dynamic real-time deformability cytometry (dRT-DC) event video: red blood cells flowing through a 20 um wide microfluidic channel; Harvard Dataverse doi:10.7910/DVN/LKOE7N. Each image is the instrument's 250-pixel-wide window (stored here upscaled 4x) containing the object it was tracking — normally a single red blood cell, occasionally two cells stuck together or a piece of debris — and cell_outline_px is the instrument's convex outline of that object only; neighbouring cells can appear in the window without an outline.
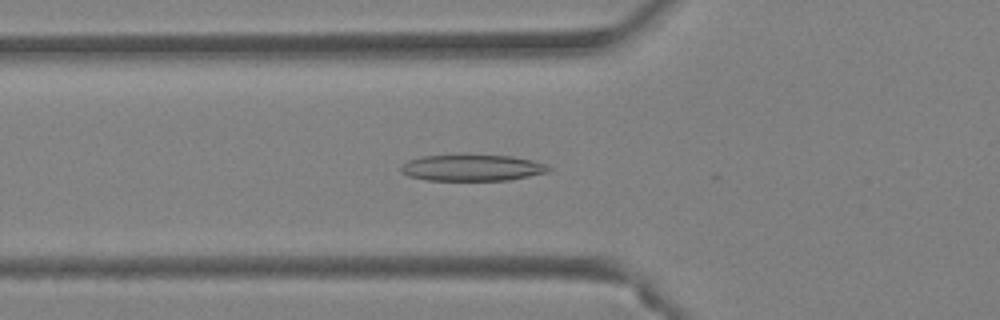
{"species": "Egyptian fruit bat (a non-hibernating species)", "species_latin": "Rousettus aegyptiacus", "temperature_condition": "warm", "stored_images_in_passage": 42, "camera_frame_rate_fps": 3000, "um_per_image_px": 0.085, "animal": {"sex": "female"}, "frame": {"image": 1, "passage_image": 17, "time_ms": 5.333, "image_size_px": [1000, 320], "cell_outline_px": [[552, 168], [548, 172], [508, 180], [424, 180], [408, 176], [400, 172], [400, 168], [408, 160], [424, 156], [512, 156], [532, 160], [548, 164]], "centroid_in_image_um": [40.15, 14.28], "position_along_channel_um": 85.7, "area_um2": 22.37}}
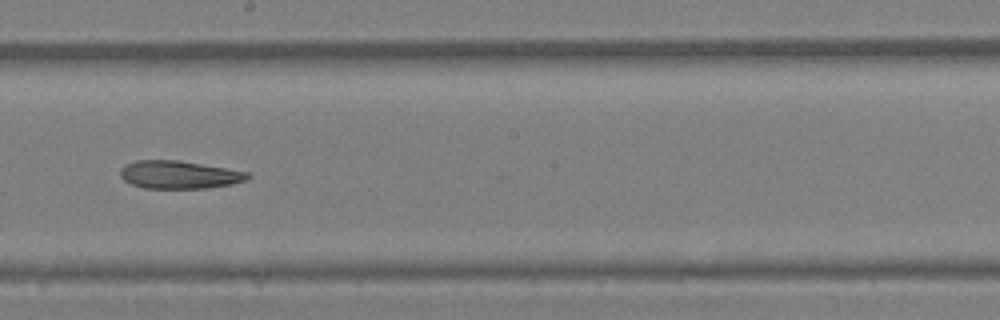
{"frame": {"image": 2, "passage_image": 27, "time_ms": 8.667, "image_size_px": [1000, 320], "cell_outline_px": [[252, 176], [244, 180], [232, 184], [204, 188], [144, 188], [132, 184], [124, 180], [120, 176], [120, 168], [124, 164], [136, 160], [176, 160], [248, 172]], "centroid_in_image_um": [15.17, 14.85], "position_along_channel_um": 233.0, "area_um2": 20.52}}
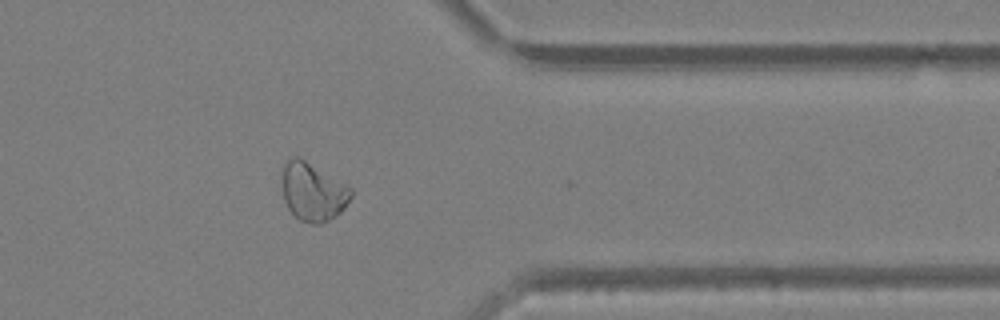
{"frame": {"image": 3, "passage_image": 38, "time_ms": 12.333, "image_size_px": [1000, 320], "cell_outline_px": [[352, 196], [344, 208], [340, 212], [324, 224], [312, 224], [300, 220], [288, 208], [284, 200], [284, 164], [292, 156], [300, 156], [352, 188]], "centroid_in_image_um": [26.63, 16.31], "position_along_channel_um": 384.8, "area_um2": 23.18}}